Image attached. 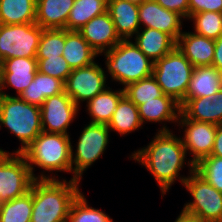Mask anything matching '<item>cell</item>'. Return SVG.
<instances>
[{"label": "cell", "mask_w": 222, "mask_h": 222, "mask_svg": "<svg viewBox=\"0 0 222 222\" xmlns=\"http://www.w3.org/2000/svg\"><path fill=\"white\" fill-rule=\"evenodd\" d=\"M183 187L192 196L182 212L205 222H222V193L209 184L195 170L184 181Z\"/></svg>", "instance_id": "cell-8"}, {"label": "cell", "mask_w": 222, "mask_h": 222, "mask_svg": "<svg viewBox=\"0 0 222 222\" xmlns=\"http://www.w3.org/2000/svg\"><path fill=\"white\" fill-rule=\"evenodd\" d=\"M139 116L144 126L146 123H160L157 131H172L167 127V122L177 125L180 115V105L171 96L164 94L161 97L146 101L138 106ZM163 122V123H162Z\"/></svg>", "instance_id": "cell-17"}, {"label": "cell", "mask_w": 222, "mask_h": 222, "mask_svg": "<svg viewBox=\"0 0 222 222\" xmlns=\"http://www.w3.org/2000/svg\"><path fill=\"white\" fill-rule=\"evenodd\" d=\"M70 136L42 131L22 152L35 180H58L62 178L58 172L72 173ZM35 167L42 170L40 174H34Z\"/></svg>", "instance_id": "cell-2"}, {"label": "cell", "mask_w": 222, "mask_h": 222, "mask_svg": "<svg viewBox=\"0 0 222 222\" xmlns=\"http://www.w3.org/2000/svg\"><path fill=\"white\" fill-rule=\"evenodd\" d=\"M107 87L103 92L96 95L86 103V112L90 123L108 124L114 114L119 100L124 96V90H114Z\"/></svg>", "instance_id": "cell-25"}, {"label": "cell", "mask_w": 222, "mask_h": 222, "mask_svg": "<svg viewBox=\"0 0 222 222\" xmlns=\"http://www.w3.org/2000/svg\"><path fill=\"white\" fill-rule=\"evenodd\" d=\"M78 180L36 179L30 222H67L72 202L82 192Z\"/></svg>", "instance_id": "cell-3"}, {"label": "cell", "mask_w": 222, "mask_h": 222, "mask_svg": "<svg viewBox=\"0 0 222 222\" xmlns=\"http://www.w3.org/2000/svg\"><path fill=\"white\" fill-rule=\"evenodd\" d=\"M133 42L153 62L172 51L177 42L168 34L152 28H140Z\"/></svg>", "instance_id": "cell-22"}, {"label": "cell", "mask_w": 222, "mask_h": 222, "mask_svg": "<svg viewBox=\"0 0 222 222\" xmlns=\"http://www.w3.org/2000/svg\"><path fill=\"white\" fill-rule=\"evenodd\" d=\"M67 222H114L105 211L88 204L85 194L81 192L72 202Z\"/></svg>", "instance_id": "cell-30"}, {"label": "cell", "mask_w": 222, "mask_h": 222, "mask_svg": "<svg viewBox=\"0 0 222 222\" xmlns=\"http://www.w3.org/2000/svg\"><path fill=\"white\" fill-rule=\"evenodd\" d=\"M184 20L180 14L165 9L154 0H146L139 5L140 28L159 30L170 35L176 42L183 33Z\"/></svg>", "instance_id": "cell-14"}, {"label": "cell", "mask_w": 222, "mask_h": 222, "mask_svg": "<svg viewBox=\"0 0 222 222\" xmlns=\"http://www.w3.org/2000/svg\"><path fill=\"white\" fill-rule=\"evenodd\" d=\"M214 94L188 99L181 107L180 113L189 120L214 124Z\"/></svg>", "instance_id": "cell-32"}, {"label": "cell", "mask_w": 222, "mask_h": 222, "mask_svg": "<svg viewBox=\"0 0 222 222\" xmlns=\"http://www.w3.org/2000/svg\"><path fill=\"white\" fill-rule=\"evenodd\" d=\"M167 10L180 14L185 20L189 18V0H154Z\"/></svg>", "instance_id": "cell-38"}, {"label": "cell", "mask_w": 222, "mask_h": 222, "mask_svg": "<svg viewBox=\"0 0 222 222\" xmlns=\"http://www.w3.org/2000/svg\"><path fill=\"white\" fill-rule=\"evenodd\" d=\"M222 89V72L214 66L194 67L185 98L180 107L188 100L215 94Z\"/></svg>", "instance_id": "cell-20"}, {"label": "cell", "mask_w": 222, "mask_h": 222, "mask_svg": "<svg viewBox=\"0 0 222 222\" xmlns=\"http://www.w3.org/2000/svg\"><path fill=\"white\" fill-rule=\"evenodd\" d=\"M101 55L105 57L106 76L122 85V89L131 83L152 76L154 62L132 39L121 40Z\"/></svg>", "instance_id": "cell-4"}, {"label": "cell", "mask_w": 222, "mask_h": 222, "mask_svg": "<svg viewBox=\"0 0 222 222\" xmlns=\"http://www.w3.org/2000/svg\"><path fill=\"white\" fill-rule=\"evenodd\" d=\"M126 1L136 4V5H140L141 3H143L146 0H126Z\"/></svg>", "instance_id": "cell-43"}, {"label": "cell", "mask_w": 222, "mask_h": 222, "mask_svg": "<svg viewBox=\"0 0 222 222\" xmlns=\"http://www.w3.org/2000/svg\"><path fill=\"white\" fill-rule=\"evenodd\" d=\"M107 126L110 132L114 131L123 137L140 128L143 129L138 107L124 95L119 100Z\"/></svg>", "instance_id": "cell-26"}, {"label": "cell", "mask_w": 222, "mask_h": 222, "mask_svg": "<svg viewBox=\"0 0 222 222\" xmlns=\"http://www.w3.org/2000/svg\"><path fill=\"white\" fill-rule=\"evenodd\" d=\"M36 59L39 72L60 79L64 83L72 72L71 67L62 55Z\"/></svg>", "instance_id": "cell-36"}, {"label": "cell", "mask_w": 222, "mask_h": 222, "mask_svg": "<svg viewBox=\"0 0 222 222\" xmlns=\"http://www.w3.org/2000/svg\"><path fill=\"white\" fill-rule=\"evenodd\" d=\"M34 180L24 155L7 152L0 157V204L24 195Z\"/></svg>", "instance_id": "cell-10"}, {"label": "cell", "mask_w": 222, "mask_h": 222, "mask_svg": "<svg viewBox=\"0 0 222 222\" xmlns=\"http://www.w3.org/2000/svg\"><path fill=\"white\" fill-rule=\"evenodd\" d=\"M188 20L193 22V31L198 35L214 40L222 35V13L199 12L192 14Z\"/></svg>", "instance_id": "cell-33"}, {"label": "cell", "mask_w": 222, "mask_h": 222, "mask_svg": "<svg viewBox=\"0 0 222 222\" xmlns=\"http://www.w3.org/2000/svg\"><path fill=\"white\" fill-rule=\"evenodd\" d=\"M199 12L222 13V0H189V17Z\"/></svg>", "instance_id": "cell-37"}, {"label": "cell", "mask_w": 222, "mask_h": 222, "mask_svg": "<svg viewBox=\"0 0 222 222\" xmlns=\"http://www.w3.org/2000/svg\"><path fill=\"white\" fill-rule=\"evenodd\" d=\"M213 109H214V124H222V89L214 94L213 99Z\"/></svg>", "instance_id": "cell-39"}, {"label": "cell", "mask_w": 222, "mask_h": 222, "mask_svg": "<svg viewBox=\"0 0 222 222\" xmlns=\"http://www.w3.org/2000/svg\"><path fill=\"white\" fill-rule=\"evenodd\" d=\"M37 71L38 67L36 58L18 57L4 60L0 64L2 95L14 96L5 91L6 89H15V93L17 94H15V96H19L34 80Z\"/></svg>", "instance_id": "cell-15"}, {"label": "cell", "mask_w": 222, "mask_h": 222, "mask_svg": "<svg viewBox=\"0 0 222 222\" xmlns=\"http://www.w3.org/2000/svg\"><path fill=\"white\" fill-rule=\"evenodd\" d=\"M61 92H64L62 80L37 71L34 80L19 97L29 104L41 107L46 98Z\"/></svg>", "instance_id": "cell-24"}, {"label": "cell", "mask_w": 222, "mask_h": 222, "mask_svg": "<svg viewBox=\"0 0 222 222\" xmlns=\"http://www.w3.org/2000/svg\"><path fill=\"white\" fill-rule=\"evenodd\" d=\"M37 0H0V24H25L36 21Z\"/></svg>", "instance_id": "cell-27"}, {"label": "cell", "mask_w": 222, "mask_h": 222, "mask_svg": "<svg viewBox=\"0 0 222 222\" xmlns=\"http://www.w3.org/2000/svg\"><path fill=\"white\" fill-rule=\"evenodd\" d=\"M8 151L3 150L2 147L0 148V157L4 156Z\"/></svg>", "instance_id": "cell-44"}, {"label": "cell", "mask_w": 222, "mask_h": 222, "mask_svg": "<svg viewBox=\"0 0 222 222\" xmlns=\"http://www.w3.org/2000/svg\"><path fill=\"white\" fill-rule=\"evenodd\" d=\"M64 47L65 29H43L36 58L61 56Z\"/></svg>", "instance_id": "cell-34"}, {"label": "cell", "mask_w": 222, "mask_h": 222, "mask_svg": "<svg viewBox=\"0 0 222 222\" xmlns=\"http://www.w3.org/2000/svg\"><path fill=\"white\" fill-rule=\"evenodd\" d=\"M79 32L99 56L121 41L108 11L92 18Z\"/></svg>", "instance_id": "cell-16"}, {"label": "cell", "mask_w": 222, "mask_h": 222, "mask_svg": "<svg viewBox=\"0 0 222 222\" xmlns=\"http://www.w3.org/2000/svg\"><path fill=\"white\" fill-rule=\"evenodd\" d=\"M194 66L177 48L154 62L152 76L164 94L180 103L186 95Z\"/></svg>", "instance_id": "cell-6"}, {"label": "cell", "mask_w": 222, "mask_h": 222, "mask_svg": "<svg viewBox=\"0 0 222 222\" xmlns=\"http://www.w3.org/2000/svg\"><path fill=\"white\" fill-rule=\"evenodd\" d=\"M123 90L124 95L137 107L140 104L146 103V101L164 95L161 87L157 84V81L153 76L131 83L124 87Z\"/></svg>", "instance_id": "cell-31"}, {"label": "cell", "mask_w": 222, "mask_h": 222, "mask_svg": "<svg viewBox=\"0 0 222 222\" xmlns=\"http://www.w3.org/2000/svg\"><path fill=\"white\" fill-rule=\"evenodd\" d=\"M212 66L222 72V35L215 40V51Z\"/></svg>", "instance_id": "cell-40"}, {"label": "cell", "mask_w": 222, "mask_h": 222, "mask_svg": "<svg viewBox=\"0 0 222 222\" xmlns=\"http://www.w3.org/2000/svg\"><path fill=\"white\" fill-rule=\"evenodd\" d=\"M107 124L88 123L80 133L76 149L71 145L72 180H82L83 173L104 154L110 144ZM75 150V151H74Z\"/></svg>", "instance_id": "cell-7"}, {"label": "cell", "mask_w": 222, "mask_h": 222, "mask_svg": "<svg viewBox=\"0 0 222 222\" xmlns=\"http://www.w3.org/2000/svg\"><path fill=\"white\" fill-rule=\"evenodd\" d=\"M2 93H1V84H0V99H1Z\"/></svg>", "instance_id": "cell-45"}, {"label": "cell", "mask_w": 222, "mask_h": 222, "mask_svg": "<svg viewBox=\"0 0 222 222\" xmlns=\"http://www.w3.org/2000/svg\"><path fill=\"white\" fill-rule=\"evenodd\" d=\"M2 126H5L21 143L13 152L22 153L43 131L40 107L25 102L19 96L2 95L0 130Z\"/></svg>", "instance_id": "cell-5"}, {"label": "cell", "mask_w": 222, "mask_h": 222, "mask_svg": "<svg viewBox=\"0 0 222 222\" xmlns=\"http://www.w3.org/2000/svg\"><path fill=\"white\" fill-rule=\"evenodd\" d=\"M42 31L37 23L0 24V64L9 58H36Z\"/></svg>", "instance_id": "cell-9"}, {"label": "cell", "mask_w": 222, "mask_h": 222, "mask_svg": "<svg viewBox=\"0 0 222 222\" xmlns=\"http://www.w3.org/2000/svg\"><path fill=\"white\" fill-rule=\"evenodd\" d=\"M40 111L44 132L69 135L68 128L75 121L80 110L64 91L46 98Z\"/></svg>", "instance_id": "cell-12"}, {"label": "cell", "mask_w": 222, "mask_h": 222, "mask_svg": "<svg viewBox=\"0 0 222 222\" xmlns=\"http://www.w3.org/2000/svg\"><path fill=\"white\" fill-rule=\"evenodd\" d=\"M172 131H157L150 143L129 155L131 160L146 168L160 187L161 197L170 192L172 185L184 181L195 170V164L188 159L187 152L179 137ZM189 168L187 176L180 171ZM185 166V167H184ZM181 174V175H180Z\"/></svg>", "instance_id": "cell-1"}, {"label": "cell", "mask_w": 222, "mask_h": 222, "mask_svg": "<svg viewBox=\"0 0 222 222\" xmlns=\"http://www.w3.org/2000/svg\"><path fill=\"white\" fill-rule=\"evenodd\" d=\"M107 11L121 40H130L139 31V5L126 0H108Z\"/></svg>", "instance_id": "cell-19"}, {"label": "cell", "mask_w": 222, "mask_h": 222, "mask_svg": "<svg viewBox=\"0 0 222 222\" xmlns=\"http://www.w3.org/2000/svg\"><path fill=\"white\" fill-rule=\"evenodd\" d=\"M62 56L71 69L88 66L100 57L79 31L67 29H65V47Z\"/></svg>", "instance_id": "cell-23"}, {"label": "cell", "mask_w": 222, "mask_h": 222, "mask_svg": "<svg viewBox=\"0 0 222 222\" xmlns=\"http://www.w3.org/2000/svg\"><path fill=\"white\" fill-rule=\"evenodd\" d=\"M174 222H205V221L201 220L200 218L188 215L181 211L178 217H176V220Z\"/></svg>", "instance_id": "cell-42"}, {"label": "cell", "mask_w": 222, "mask_h": 222, "mask_svg": "<svg viewBox=\"0 0 222 222\" xmlns=\"http://www.w3.org/2000/svg\"><path fill=\"white\" fill-rule=\"evenodd\" d=\"M195 171L222 193V158L210 155L195 165Z\"/></svg>", "instance_id": "cell-35"}, {"label": "cell", "mask_w": 222, "mask_h": 222, "mask_svg": "<svg viewBox=\"0 0 222 222\" xmlns=\"http://www.w3.org/2000/svg\"><path fill=\"white\" fill-rule=\"evenodd\" d=\"M105 67L96 61L88 66L72 69L64 83V91L80 108L107 87ZM81 105V106H80Z\"/></svg>", "instance_id": "cell-11"}, {"label": "cell", "mask_w": 222, "mask_h": 222, "mask_svg": "<svg viewBox=\"0 0 222 222\" xmlns=\"http://www.w3.org/2000/svg\"><path fill=\"white\" fill-rule=\"evenodd\" d=\"M33 207V184L24 195L0 206V222H30Z\"/></svg>", "instance_id": "cell-29"}, {"label": "cell", "mask_w": 222, "mask_h": 222, "mask_svg": "<svg viewBox=\"0 0 222 222\" xmlns=\"http://www.w3.org/2000/svg\"><path fill=\"white\" fill-rule=\"evenodd\" d=\"M177 126L183 129L182 143L187 155H192L191 161L196 165L204 157L210 156L214 145L216 124L198 122L186 119L181 113Z\"/></svg>", "instance_id": "cell-13"}, {"label": "cell", "mask_w": 222, "mask_h": 222, "mask_svg": "<svg viewBox=\"0 0 222 222\" xmlns=\"http://www.w3.org/2000/svg\"><path fill=\"white\" fill-rule=\"evenodd\" d=\"M74 0H37L36 21L42 29H66Z\"/></svg>", "instance_id": "cell-21"}, {"label": "cell", "mask_w": 222, "mask_h": 222, "mask_svg": "<svg viewBox=\"0 0 222 222\" xmlns=\"http://www.w3.org/2000/svg\"><path fill=\"white\" fill-rule=\"evenodd\" d=\"M176 46L194 67L212 65L215 51L214 39L198 35L192 31H183Z\"/></svg>", "instance_id": "cell-18"}, {"label": "cell", "mask_w": 222, "mask_h": 222, "mask_svg": "<svg viewBox=\"0 0 222 222\" xmlns=\"http://www.w3.org/2000/svg\"><path fill=\"white\" fill-rule=\"evenodd\" d=\"M108 0H74L66 29L79 31L92 18L107 11Z\"/></svg>", "instance_id": "cell-28"}, {"label": "cell", "mask_w": 222, "mask_h": 222, "mask_svg": "<svg viewBox=\"0 0 222 222\" xmlns=\"http://www.w3.org/2000/svg\"><path fill=\"white\" fill-rule=\"evenodd\" d=\"M211 155L222 158V124L217 125L215 133L214 145L211 151Z\"/></svg>", "instance_id": "cell-41"}]
</instances>
